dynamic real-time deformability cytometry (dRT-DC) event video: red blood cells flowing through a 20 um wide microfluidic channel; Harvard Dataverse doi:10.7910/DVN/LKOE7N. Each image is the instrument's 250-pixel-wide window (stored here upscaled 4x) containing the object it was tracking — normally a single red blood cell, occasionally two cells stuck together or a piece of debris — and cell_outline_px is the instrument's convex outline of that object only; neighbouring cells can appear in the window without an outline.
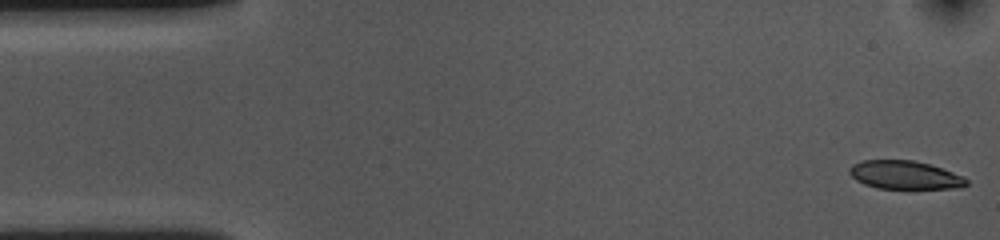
{"species": "common noctule bat (a hibernating species)", "species_latin": "Nyctalus noctula", "temperature_condition": "cold", "stored_images_in_passage": 54, "camera_frame_rate_fps": 3000, "um_per_image_px": 0.085, "animal": {"sex": "female", "body_mass_g": 10.0, "forearm_length_mm": 53.1}, "frame": {"image": 1, "passage_image": 1, "time_ms": 0.0, "image_size_px": [1000, 240], "cell_outline_px": [[968, 184], [960, 188], [876, 188], [864, 184], [856, 180], [848, 172], [848, 168], [852, 164], [860, 160], [916, 160], [964, 176], [968, 180]], "centroid_in_image_um": [76.88, 14.87], "position_along_channel_um": 8.1, "area_um2": 19.36}}
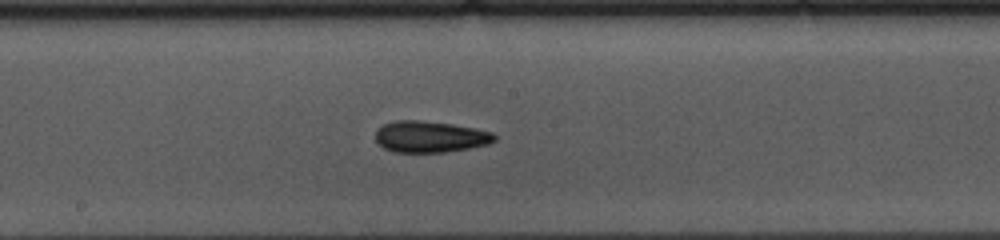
{"frame": {"image": 2, "passage_image": 27, "time_ms": 8.667, "image_size_px": [1000, 240], "cell_outline_px": [[496, 140], [488, 144], [468, 148], [444, 152], [396, 152], [384, 148], [376, 140], [376, 132], [384, 124], [392, 120], [420, 120], [452, 124], [492, 132], [496, 136]], "centroid_in_image_um": [36.55, 11.61], "position_along_channel_um": 211.6, "area_um2": 21.56}}
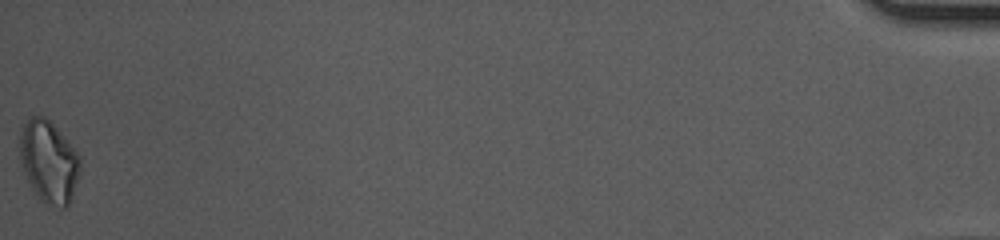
{"frame": {"image": 3, "passage_image": 54, "time_ms": 17.667, "image_size_px": [1000, 240], "cell_outline_px": [[80, 172], [72, 196], [68, 204], [64, 208], [60, 208], [40, 200], [36, 196], [24, 172], [20, 156], [20, 128], [32, 116], [44, 116], [60, 132], [80, 156]], "centroid_in_image_um": [4.14, 13.75], "position_along_channel_um": 431.1, "area_um2": 28.5}, "authors_computed_cell_mechanics": {"area_um2": 21.2993, "velocity_mm_per_s": 3.6078, "shape_relaxation_time_tau1_ms": 3.8926, "shape_relaxation_time_tau2_ms": 5.0253, "deformation_change_tau1": 0.1028, "deformation_change_tau2": 0.1088}}